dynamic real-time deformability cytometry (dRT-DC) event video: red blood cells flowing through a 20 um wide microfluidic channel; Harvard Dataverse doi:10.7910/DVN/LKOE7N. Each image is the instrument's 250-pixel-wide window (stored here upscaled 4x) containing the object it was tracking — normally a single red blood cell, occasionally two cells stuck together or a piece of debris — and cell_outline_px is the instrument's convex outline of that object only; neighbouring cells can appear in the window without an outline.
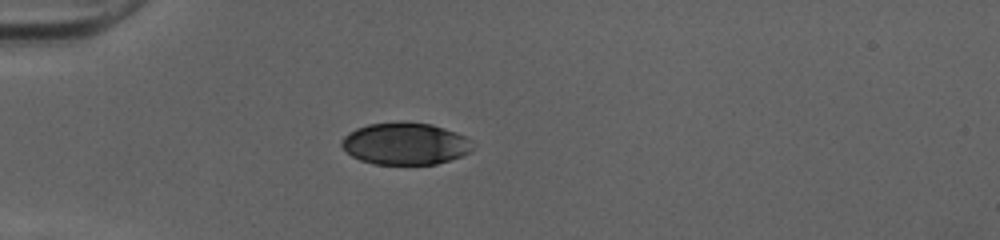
{"species": "human", "species_latin": "Homo sapiens", "temperature_condition": "cold", "stored_images_in_passage": 37, "camera_frame_rate_fps": 3000, "um_per_image_px": 0.085, "donor": {"sex": "female"}, "frame": {"image": 1, "passage_image": 1, "time_ms": 0.0, "image_size_px": [1000, 240], "cell_outline_px": [[472, 148], [468, 152], [460, 156], [436, 164], [376, 164], [360, 160], [352, 156], [340, 144], [340, 140], [348, 132], [356, 128], [368, 124], [400, 120], [432, 124], [456, 132], [464, 136], [468, 140]], "centroid_in_image_um": [34.38, 12.18], "position_along_channel_um": 50.6, "area_um2": 32.14}}
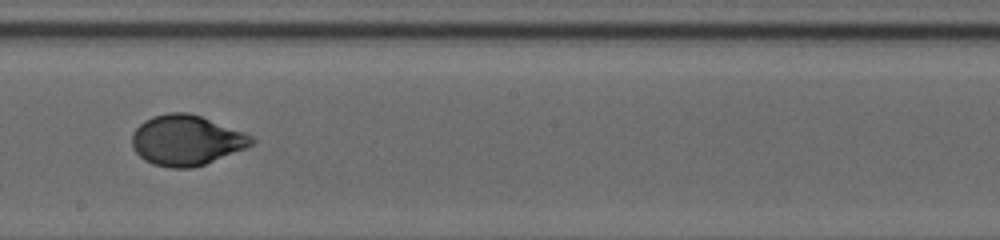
{"frame": {"image": 2, "passage_image": 16, "time_ms": 5.0, "image_size_px": [1000, 240], "cell_outline_px": [[256, 140], [248, 148], [204, 164], [192, 168], [168, 168], [152, 164], [144, 160], [132, 148], [132, 132], [144, 120], [152, 116], [168, 112], [188, 112], [200, 116], [244, 132], [252, 136]], "centroid_in_image_um": [15.83, 11.93], "position_along_channel_um": 232.4, "area_um2": 35.2}}
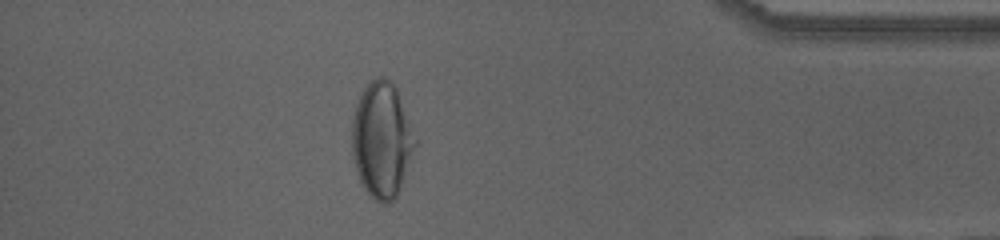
{"frame": {"image": 3, "passage_image": 31, "time_ms": 10.0, "image_size_px": [1000, 240], "cell_outline_px": [[420, 140], [396, 196], [388, 204], [380, 204], [364, 188], [360, 180], [356, 168], [352, 152], [352, 120], [356, 104], [360, 92], [376, 76], [384, 76], [392, 80], [396, 88]], "centroid_in_image_um": [32.5, 11.85], "position_along_channel_um": 402.7, "area_um2": 43.23}, "authors_computed_cell_mechanics": {"area_um2": 35.0846, "velocity_mm_per_s": 4.0404, "shape_relaxation_time_tau1_ms": 4.0878, "shape_relaxation_time_tau2_ms": null, "deformation_change_tau1": 0.1638, "deformation_change_tau2": null}}